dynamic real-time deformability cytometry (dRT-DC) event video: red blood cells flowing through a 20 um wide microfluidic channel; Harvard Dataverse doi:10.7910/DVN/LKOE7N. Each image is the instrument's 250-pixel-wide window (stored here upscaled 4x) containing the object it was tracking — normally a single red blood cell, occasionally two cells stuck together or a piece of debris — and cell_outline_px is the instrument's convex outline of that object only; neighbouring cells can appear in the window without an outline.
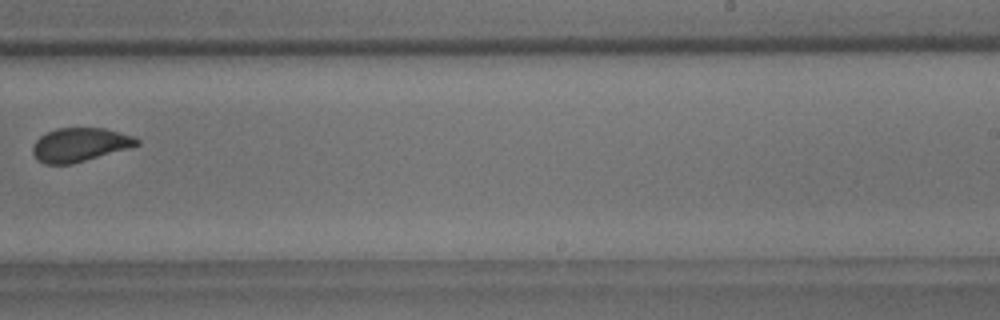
{"species": "common noctule bat (a hibernating species)", "species_latin": "Nyctalus noctula", "temperature_condition": "room temperature", "stored_images_in_passage": 8, "camera_frame_rate_fps": 3000, "um_per_image_px": 0.085, "animal": {"sex": "male", "body_mass_g": 18.8}, "frame": {"image": 1, "passage_image": 7, "time_ms": 7.0, "image_size_px": [1000, 320], "cell_outline_px": [[140, 144], [128, 148], [72, 164], [44, 164], [36, 160], [32, 152], [32, 148], [36, 140], [40, 136], [56, 128], [104, 128], [132, 136], [140, 140]], "centroid_in_image_um": [6.75, 12.31], "position_along_channel_um": 282.3, "area_um2": 20.35}}